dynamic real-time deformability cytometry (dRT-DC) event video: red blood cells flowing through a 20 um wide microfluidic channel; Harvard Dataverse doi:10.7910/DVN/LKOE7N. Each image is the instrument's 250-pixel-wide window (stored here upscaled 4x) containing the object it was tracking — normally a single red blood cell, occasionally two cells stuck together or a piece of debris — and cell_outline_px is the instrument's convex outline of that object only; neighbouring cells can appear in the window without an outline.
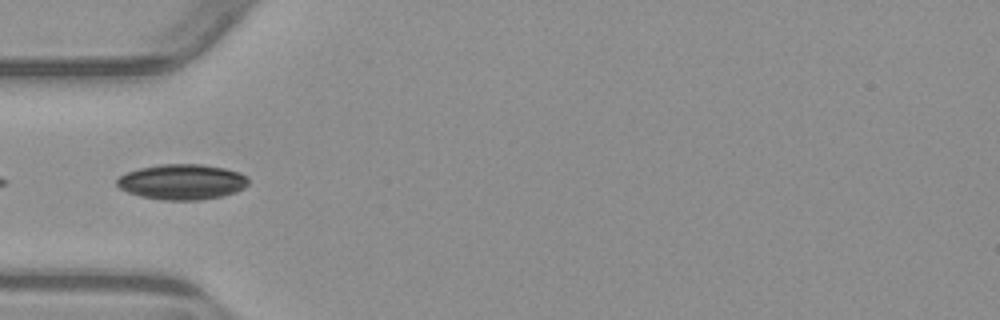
{"species": "common noctule bat (a hibernating species)", "species_latin": "Nyctalus noctula", "temperature_condition": "warm", "stored_images_in_passage": 5, "camera_frame_rate_fps": 3000, "um_per_image_px": 0.085, "animal": {"sex": "male", "body_mass_g": 23.1, "forearm_length_mm": 52.7}, "frame": {"image": 1, "passage_image": 5, "time_ms": 4.667, "image_size_px": [1000, 320], "cell_outline_px": [[248, 184], [244, 188], [236, 192], [220, 196], [200, 200], [160, 200], [140, 196], [128, 192], [120, 188], [116, 184], [116, 180], [120, 176], [128, 172], [140, 168], [160, 164], [200, 164], [224, 168], [240, 172], [248, 176]], "centroid_in_image_um": [15.49, 15.46], "position_along_channel_um": 69.5, "area_um2": 27.17}}